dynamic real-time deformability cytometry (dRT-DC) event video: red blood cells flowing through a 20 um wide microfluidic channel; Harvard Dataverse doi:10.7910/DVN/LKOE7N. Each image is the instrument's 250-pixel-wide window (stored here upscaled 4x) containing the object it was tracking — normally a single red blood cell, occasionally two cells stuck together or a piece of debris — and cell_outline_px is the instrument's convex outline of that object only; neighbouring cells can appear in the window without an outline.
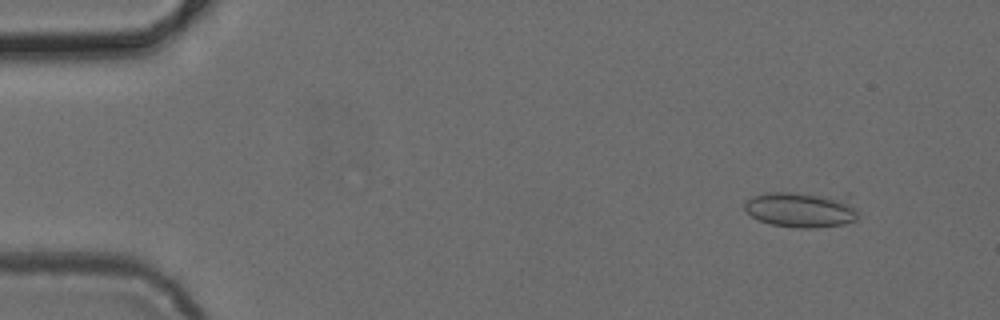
{"species": "common noctule bat (a hibernating species)", "species_latin": "Nyctalus noctula", "temperature_condition": "cold", "stored_images_in_passage": 50, "camera_frame_rate_fps": 3000, "um_per_image_px": 0.085, "animal": {"sex": "female", "body_mass_g": 24.6, "forearm_length_mm": 56.2}, "frame": {"image": 1, "passage_image": 5, "time_ms": 1.333, "image_size_px": [1000, 320], "cell_outline_px": [[856, 220], [844, 224], [812, 228], [796, 228], [772, 224], [760, 220], [752, 216], [744, 208], [744, 200], [752, 196], [764, 192], [848, 192], [856, 212]], "centroid_in_image_um": [68.18, 17.74], "position_along_channel_um": 16.8, "area_um2": 24.68}}
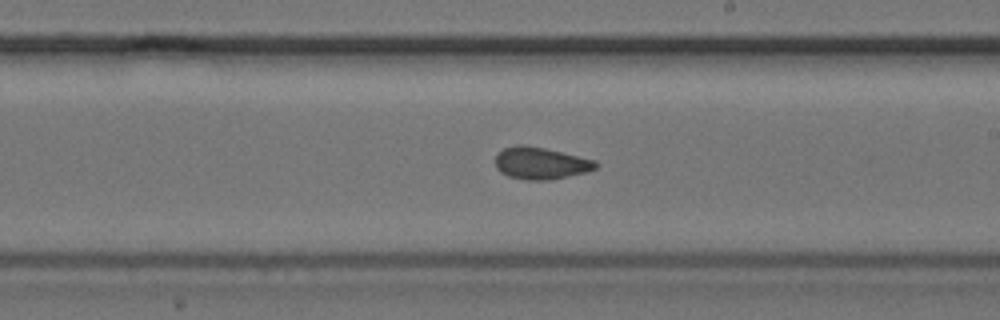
{"frame": {"image": 2, "passage_image": 29, "time_ms": 9.333, "image_size_px": [1000, 320], "cell_outline_px": [[600, 164], [596, 168], [588, 172], [548, 180], [528, 180], [508, 176], [500, 172], [496, 168], [496, 156], [504, 148], [516, 144], [524, 144], [544, 148], [596, 160]], "centroid_in_image_um": [45.98, 13.87], "position_along_channel_um": 243.0, "area_um2": 18.79}}
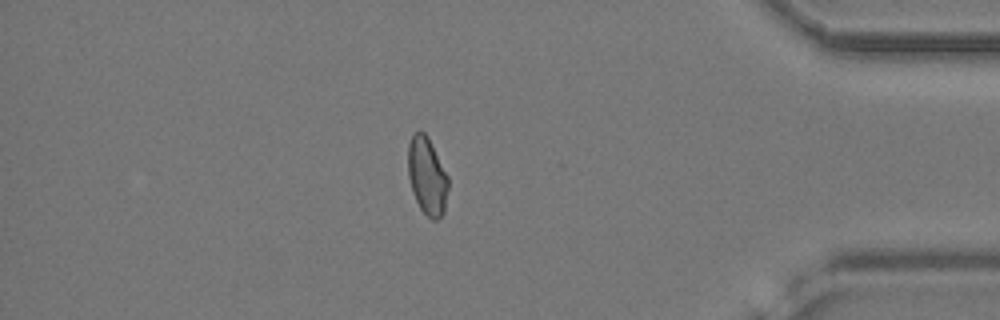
{"frame": {"image": 3, "passage_image": 43, "time_ms": 14.0, "image_size_px": [1000, 320], "cell_outline_px": [[448, 188], [444, 212], [436, 220], [432, 220], [420, 208], [412, 192], [408, 176], [408, 144], [412, 132], [420, 128], [428, 136], [448, 176]], "centroid_in_image_um": [36.28, 14.91], "position_along_channel_um": 398.9, "area_um2": 18.38}}